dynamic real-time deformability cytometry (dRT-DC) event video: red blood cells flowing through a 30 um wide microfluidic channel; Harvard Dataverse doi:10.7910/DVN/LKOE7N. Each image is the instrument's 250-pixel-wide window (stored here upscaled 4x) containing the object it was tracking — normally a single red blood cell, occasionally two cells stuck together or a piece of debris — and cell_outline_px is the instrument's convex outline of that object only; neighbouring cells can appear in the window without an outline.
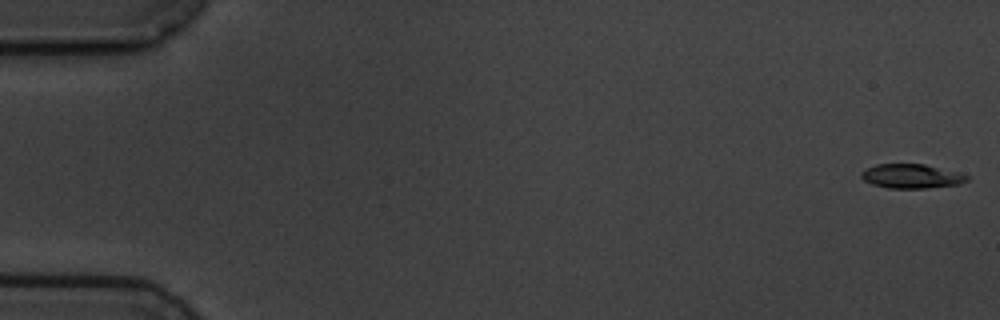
{"species": "common noctule bat (a hibernating species)", "species_latin": "Nyctalus noctula", "temperature_condition": "cold", "stored_images_in_passage": 3, "camera_frame_rate_fps": 3000, "um_per_image_px": 0.085, "animal": {"sex": "male", "body_mass_g": 19.5, "forearm_length_mm": 54.6}, "frame": {"image": 1, "passage_image": 1, "time_ms": 0.0, "image_size_px": [1000, 320], "cell_outline_px": [[968, 180], [960, 184], [924, 188], [888, 188], [872, 184], [864, 180], [860, 176], [860, 172], [876, 164], [924, 164], [956, 172], [968, 176]], "centroid_in_image_um": [77.44, 14.98], "position_along_channel_um": 7.6, "area_um2": 14.74}}